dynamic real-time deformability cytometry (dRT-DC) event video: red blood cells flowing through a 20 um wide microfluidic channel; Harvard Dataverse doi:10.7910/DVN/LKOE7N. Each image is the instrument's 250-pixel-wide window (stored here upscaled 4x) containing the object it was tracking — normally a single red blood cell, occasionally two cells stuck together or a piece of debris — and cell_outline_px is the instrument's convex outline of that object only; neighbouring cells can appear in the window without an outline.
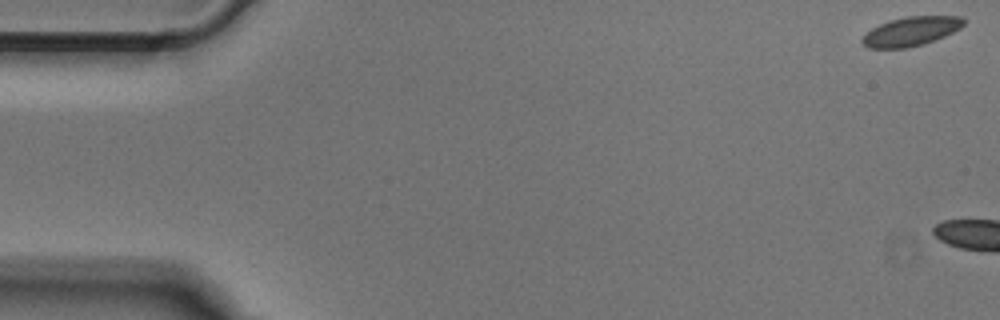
{"species": "Egyptian fruit bat (a non-hibernating species)", "species_latin": "Rousettus aegyptiacus", "temperature_condition": "cold", "stored_images_in_passage": 4, "camera_frame_rate_fps": 3000, "um_per_image_px": 0.085, "animal": {"sex": "male"}, "frame": {"image": 1, "passage_image": 1, "time_ms": 0.0, "image_size_px": [1000, 320], "cell_outline_px": [[964, 24], [960, 28], [944, 36], [924, 44], [908, 48], [868, 48], [860, 40], [872, 28], [888, 20], [908, 16], [960, 16], [964, 20]], "centroid_in_image_um": [77.43, 2.66], "position_along_channel_um": 7.6, "area_um2": 17.11}}